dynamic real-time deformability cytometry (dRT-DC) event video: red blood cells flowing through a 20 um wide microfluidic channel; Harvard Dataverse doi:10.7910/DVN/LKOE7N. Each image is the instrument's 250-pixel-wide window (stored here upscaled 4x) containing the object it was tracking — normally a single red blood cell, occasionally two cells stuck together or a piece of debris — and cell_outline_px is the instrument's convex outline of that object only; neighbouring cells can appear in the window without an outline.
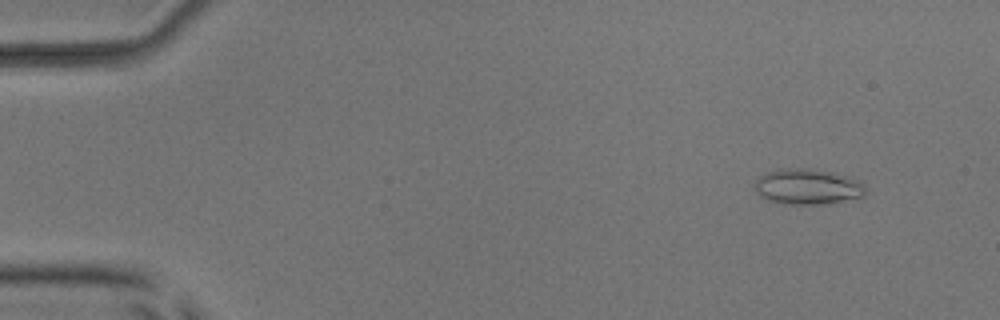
{"species": "common noctule bat (a hibernating species)", "species_latin": "Nyctalus noctula", "temperature_condition": "room temperature", "stored_images_in_passage": 4, "camera_frame_rate_fps": 3000, "um_per_image_px": 0.085, "animal": {"sex": "male", "body_mass_g": 17.9, "forearm_length_mm": 54.2}, "frame": {"image": 1, "passage_image": 1, "time_ms": 0.0, "image_size_px": [1000, 320], "cell_outline_px": [[864, 196], [832, 204], [780, 204], [768, 200], [760, 196], [752, 188], [756, 180], [760, 176], [768, 172], [780, 168], [808, 168], [832, 172], [860, 180], [864, 184]], "centroid_in_image_um": [68.62, 15.88], "position_along_channel_um": 16.4, "area_um2": 23.35}}